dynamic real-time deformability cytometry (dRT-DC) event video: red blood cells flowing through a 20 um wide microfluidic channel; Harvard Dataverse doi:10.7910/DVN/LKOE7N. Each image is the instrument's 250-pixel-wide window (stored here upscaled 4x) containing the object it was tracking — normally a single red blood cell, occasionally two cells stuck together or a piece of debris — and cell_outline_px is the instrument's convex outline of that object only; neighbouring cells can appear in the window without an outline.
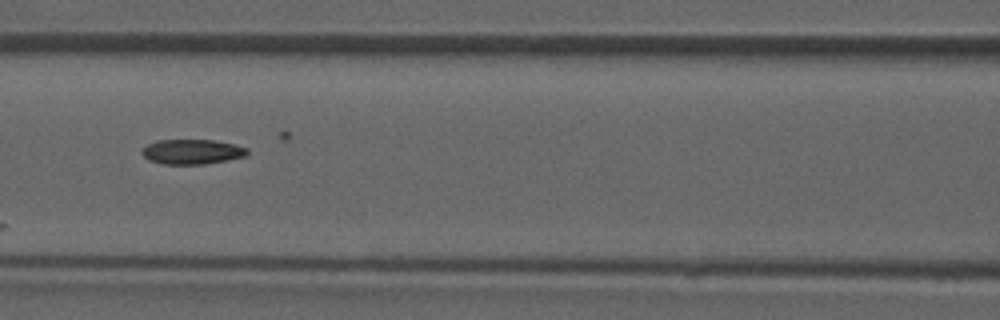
{"species": "common noctule bat (a hibernating species)", "species_latin": "Nyctalus noctula", "temperature_condition": "room temperature", "stored_images_in_passage": 8, "camera_frame_rate_fps": 3000, "um_per_image_px": 0.085, "animal": {"sex": "male", "forearm_length_mm": 52.5}, "frame": {"image": 1, "passage_image": 7, "time_ms": 7.667, "image_size_px": [1000, 320], "cell_outline_px": [[248, 152], [244, 156], [204, 164], [164, 164], [148, 160], [140, 152], [148, 144], [160, 140], [212, 140], [232, 144], [248, 148]], "centroid_in_image_um": [16.29, 12.9], "position_along_channel_um": 150.3, "area_um2": 14.97}}